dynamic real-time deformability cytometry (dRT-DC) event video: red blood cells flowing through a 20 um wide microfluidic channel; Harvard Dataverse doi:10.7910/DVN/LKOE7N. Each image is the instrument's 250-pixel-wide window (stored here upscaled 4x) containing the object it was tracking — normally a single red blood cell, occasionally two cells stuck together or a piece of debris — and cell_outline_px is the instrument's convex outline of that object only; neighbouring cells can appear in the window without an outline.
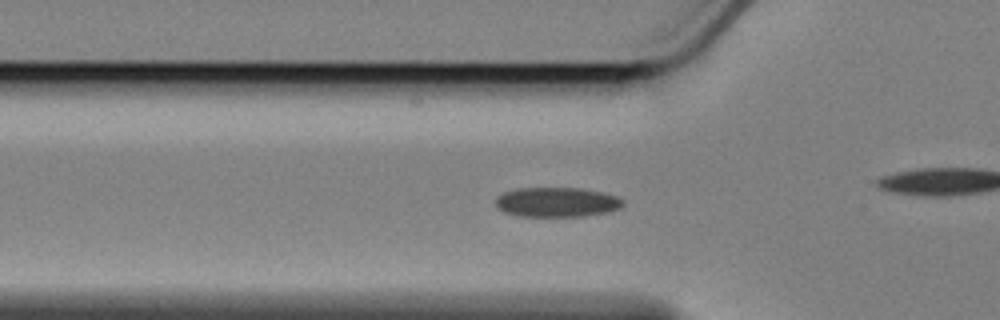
{"species": "Egyptian fruit bat (a non-hibernating species)", "species_latin": "Rousettus aegyptiacus", "temperature_condition": "cold", "stored_images_in_passage": 43, "camera_frame_rate_fps": 3000, "um_per_image_px": 0.085, "animal": {"sex": "female"}, "frame": {"image": 1, "passage_image": 6, "time_ms": 1.667, "image_size_px": [1000, 320], "cell_outline_px": [[624, 204], [620, 208], [608, 212], [584, 216], [516, 216], [504, 212], [496, 208], [496, 196], [504, 192], [516, 188], [580, 188], [600, 192], [616, 196], [624, 200]], "centroid_in_image_um": [47.3, 17.18], "position_along_channel_um": 78.5, "area_um2": 22.14}}
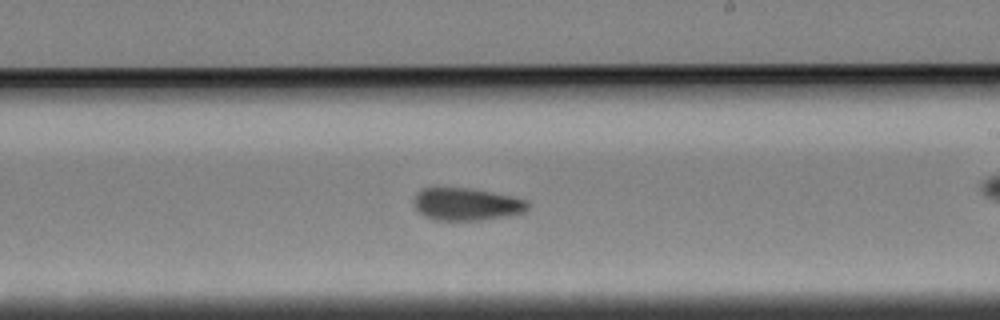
{"frame": {"image": 2, "passage_image": 21, "time_ms": 6.667, "image_size_px": [1000, 320], "cell_outline_px": [[528, 208], [524, 212], [504, 216], [480, 220], [432, 220], [424, 216], [412, 204], [412, 200], [416, 192], [420, 188], [436, 184], [468, 188], [516, 196], [528, 200]], "centroid_in_image_um": [39.56, 17.3], "position_along_channel_um": 249.4, "area_um2": 22.48}}
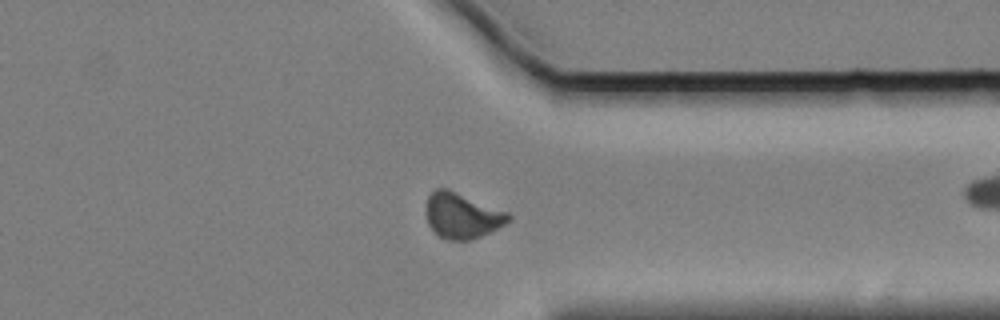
{"frame": {"image": 3, "passage_image": 32, "time_ms": 10.333, "image_size_px": [1000, 320], "cell_outline_px": [[512, 220], [472, 240], [448, 240], [440, 236], [428, 224], [424, 208], [428, 196], [436, 188], [448, 188], [508, 212], [512, 216]], "centroid_in_image_um": [39.25, 18.31], "position_along_channel_um": 372.1, "area_um2": 21.91}}